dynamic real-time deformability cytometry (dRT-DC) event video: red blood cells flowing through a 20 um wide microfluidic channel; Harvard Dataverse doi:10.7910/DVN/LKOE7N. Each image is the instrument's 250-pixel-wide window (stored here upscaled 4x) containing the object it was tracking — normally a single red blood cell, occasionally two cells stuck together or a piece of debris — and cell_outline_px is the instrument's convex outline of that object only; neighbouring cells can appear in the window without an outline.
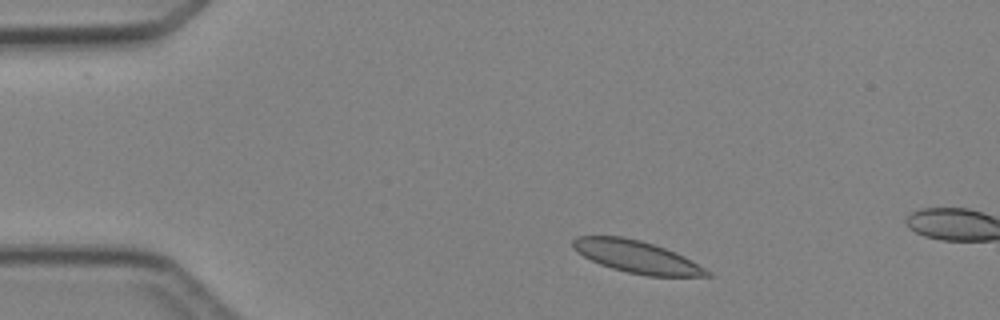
{"species": "Egyptian fruit bat (a non-hibernating species)", "species_latin": "Rousettus aegyptiacus", "temperature_condition": "cold", "stored_images_in_passage": 3, "camera_frame_rate_fps": 3000, "um_per_image_px": 0.085, "animal": {"sex": "female"}, "frame": {"image": 1, "passage_image": 1, "time_ms": 0.0, "image_size_px": [1000, 320], "cell_outline_px": [[712, 276], [648, 276], [628, 272], [612, 268], [600, 264], [576, 252], [572, 248], [572, 240], [576, 236], [620, 236], [640, 240], [676, 252], [692, 260], [712, 272]], "centroid_in_image_um": [54.12, 21.82], "position_along_channel_um": 30.9, "area_um2": 25.14}}